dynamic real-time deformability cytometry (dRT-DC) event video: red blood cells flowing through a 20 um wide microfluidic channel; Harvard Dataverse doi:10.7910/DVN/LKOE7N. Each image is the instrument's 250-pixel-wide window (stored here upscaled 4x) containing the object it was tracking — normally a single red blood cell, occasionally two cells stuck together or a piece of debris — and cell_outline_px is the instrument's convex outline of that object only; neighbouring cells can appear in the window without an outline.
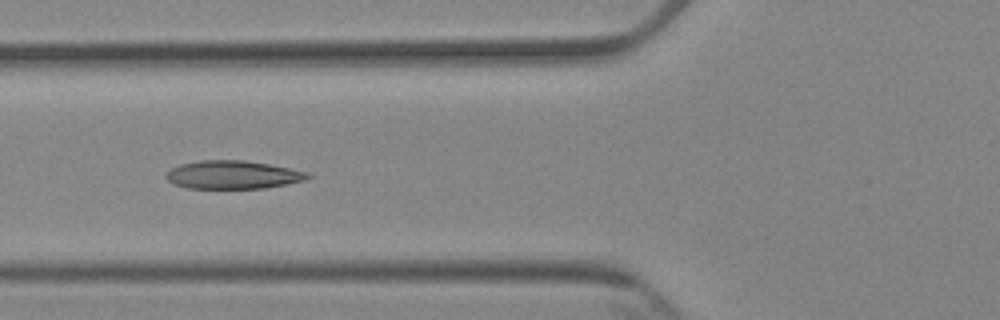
{"species": "Egyptian fruit bat (a non-hibernating species)", "species_latin": "Rousettus aegyptiacus", "temperature_condition": "cold", "stored_images_in_passage": 8, "camera_frame_rate_fps": 3000, "um_per_image_px": 0.085, "animal": {"sex": "female"}, "frame": {"image": 1, "passage_image": 6, "time_ms": 5.667, "image_size_px": [1000, 320], "cell_outline_px": [[312, 176], [308, 180], [288, 184], [264, 188], [188, 188], [172, 184], [164, 176], [172, 168], [180, 164], [200, 160], [244, 160], [268, 164], [308, 172]], "centroid_in_image_um": [19.81, 14.86], "position_along_channel_um": 106.0, "area_um2": 23.35}}
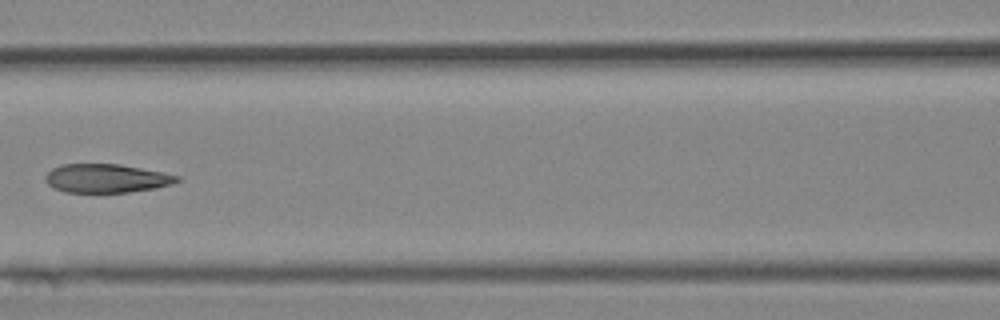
{"frame": {"image": 2, "passage_image": 7, "time_ms": 7.0, "image_size_px": [1000, 320], "cell_outline_px": [[180, 180], [172, 184], [156, 188], [128, 192], [64, 192], [52, 188], [44, 180], [44, 176], [52, 168], [60, 164], [120, 164], [180, 176]], "centroid_in_image_um": [8.99, 15.16], "position_along_channel_um": 157.6, "area_um2": 22.02}}
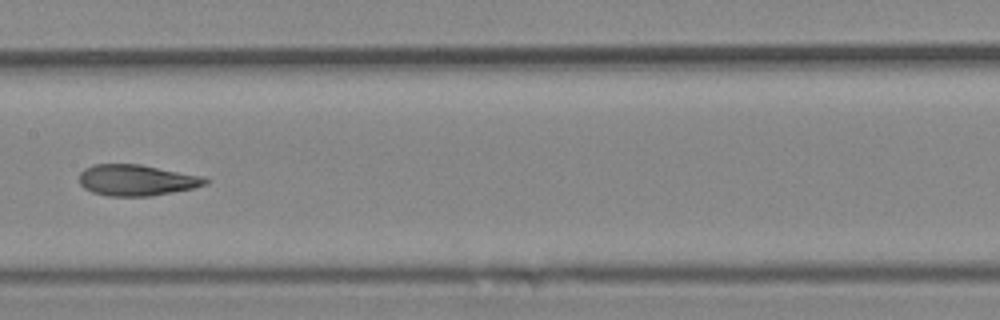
{"frame": {"image": 3, "passage_image": 8, "time_ms": 8.0, "image_size_px": [1000, 320], "cell_outline_px": [[208, 184], [196, 188], [152, 196], [108, 196], [92, 192], [84, 188], [80, 184], [80, 172], [84, 168], [92, 164], [140, 164], [204, 176], [208, 180]], "centroid_in_image_um": [11.63, 15.31], "position_along_channel_um": 195.8, "area_um2": 23.12}}